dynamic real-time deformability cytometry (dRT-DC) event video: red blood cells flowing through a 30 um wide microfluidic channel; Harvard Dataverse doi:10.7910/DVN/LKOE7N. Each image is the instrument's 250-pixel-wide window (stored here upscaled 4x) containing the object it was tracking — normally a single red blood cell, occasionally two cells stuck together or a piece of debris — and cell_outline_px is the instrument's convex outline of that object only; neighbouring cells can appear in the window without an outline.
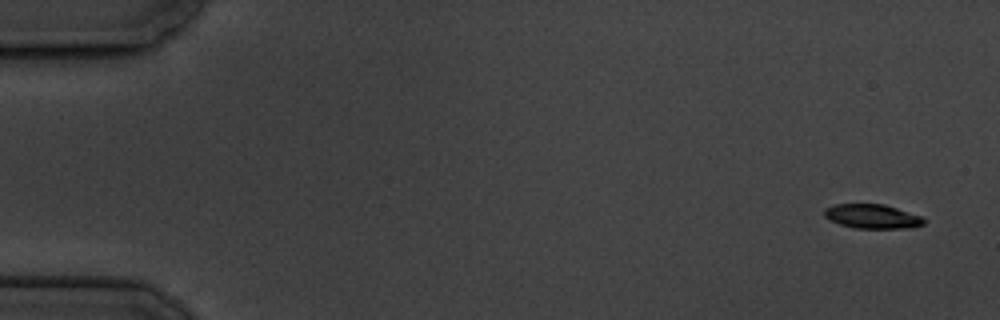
{"species": "common noctule bat (a hibernating species)", "species_latin": "Nyctalus noctula", "temperature_condition": "cold", "stored_images_in_passage": 9, "camera_frame_rate_fps": 3000, "um_per_image_px": 0.085, "animal": {"sex": "male", "body_mass_g": 19.5, "forearm_length_mm": 54.6}, "frame": {"image": 1, "passage_image": 1, "time_ms": 0.0, "image_size_px": [1000, 320], "cell_outline_px": [[928, 220], [924, 224], [912, 228], [856, 228], [840, 224], [828, 220], [824, 216], [824, 208], [836, 204], [884, 204], [920, 216]], "centroid_in_image_um": [74.14, 18.4], "position_along_channel_um": 10.9, "area_um2": 14.1}}
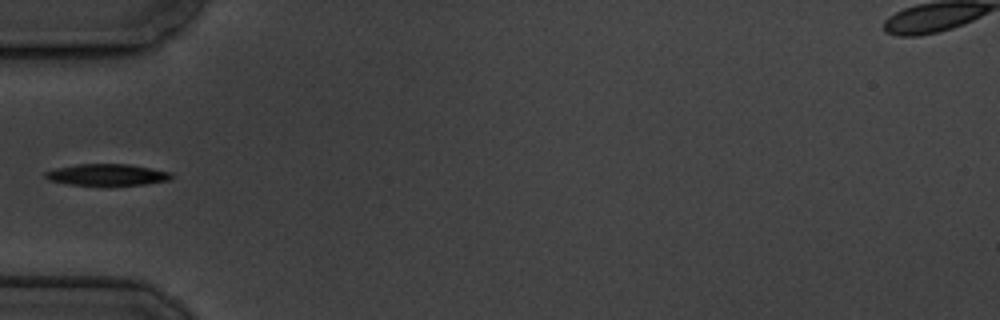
{"frame": {"image": 2, "passage_image": 6, "time_ms": 5.667, "image_size_px": [1000, 320], "cell_outline_px": [[172, 180], [144, 184], [108, 188], [68, 184], [48, 180], [44, 176], [44, 172], [56, 168], [76, 164], [128, 164], [172, 172]], "centroid_in_image_um": [9.1, 14.9], "position_along_channel_um": 75.9, "area_um2": 16.65}}
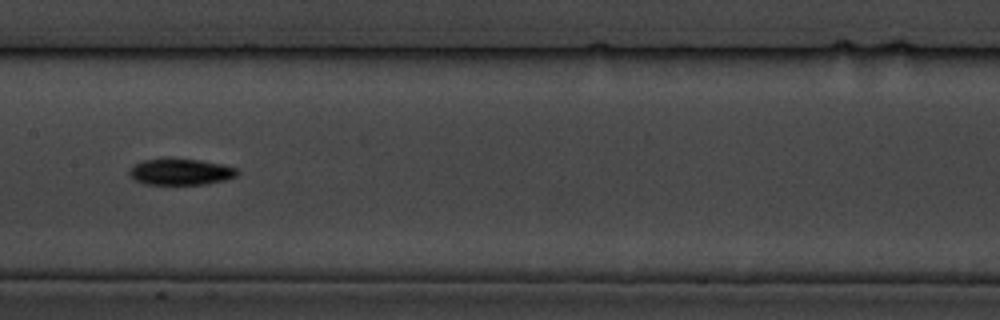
{"frame": {"image": 3, "passage_image": 9, "time_ms": 9.0, "image_size_px": [1000, 320], "cell_outline_px": [[240, 172], [236, 176], [224, 180], [208, 184], [144, 184], [136, 180], [128, 172], [128, 168], [132, 164], [144, 160], [164, 156], [200, 160], [220, 164], [236, 168]], "centroid_in_image_um": [15.3, 14.57], "position_along_channel_um": 192.1, "area_um2": 16.99}}